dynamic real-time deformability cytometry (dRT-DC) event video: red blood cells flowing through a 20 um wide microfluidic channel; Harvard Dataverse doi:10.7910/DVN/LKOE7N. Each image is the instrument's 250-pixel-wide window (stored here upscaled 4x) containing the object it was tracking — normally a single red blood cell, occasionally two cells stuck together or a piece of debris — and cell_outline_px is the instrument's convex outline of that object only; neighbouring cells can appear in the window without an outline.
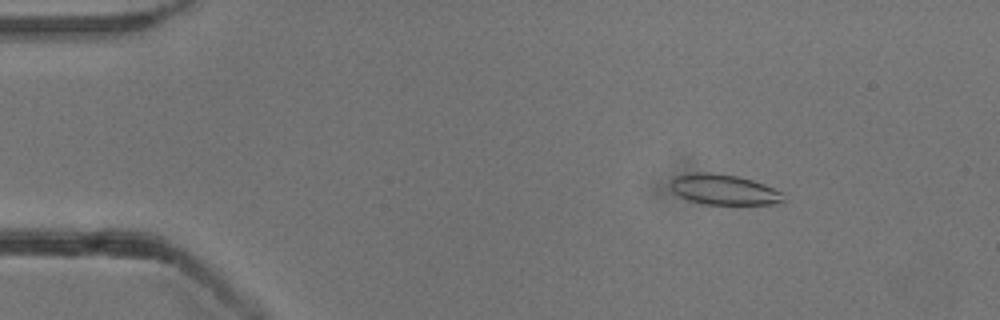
{"species": "common noctule bat (a hibernating species)", "species_latin": "Nyctalus noctula", "temperature_condition": "cold", "stored_images_in_passage": 51, "camera_frame_rate_fps": 3000, "um_per_image_px": 0.085, "animal": {"sex": "male", "body_mass_g": 13.3}, "frame": {"image": 1, "passage_image": 5, "time_ms": 1.333, "image_size_px": [1000, 320], "cell_outline_px": [[784, 204], [704, 204], [688, 200], [672, 192], [668, 184], [676, 176], [696, 172], [708, 172], [736, 176], [752, 180], [764, 184], [780, 192], [784, 200]], "centroid_in_image_um": [61.49, 16.12], "position_along_channel_um": 23.5, "area_um2": 19.94}}
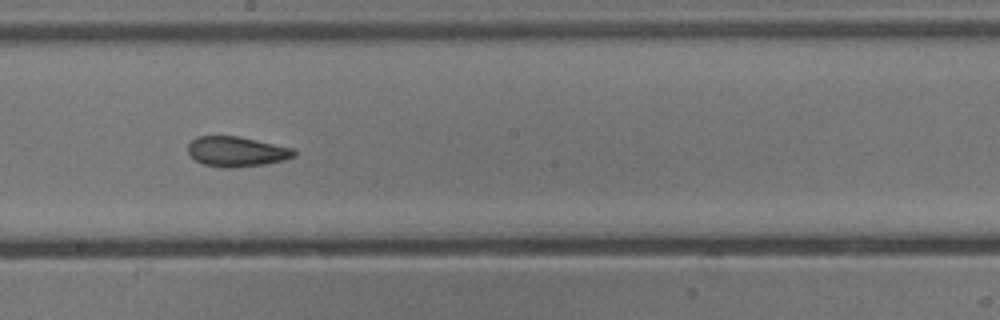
{"frame": {"image": 2, "passage_image": 27, "time_ms": 8.667, "image_size_px": [1000, 320], "cell_outline_px": [[296, 156], [284, 160], [264, 164], [228, 168], [224, 168], [204, 164], [196, 160], [188, 152], [188, 144], [196, 136], [240, 136], [292, 148], [296, 152]], "centroid_in_image_um": [20.11, 12.87], "position_along_channel_um": 228.1, "area_um2": 18.5}}
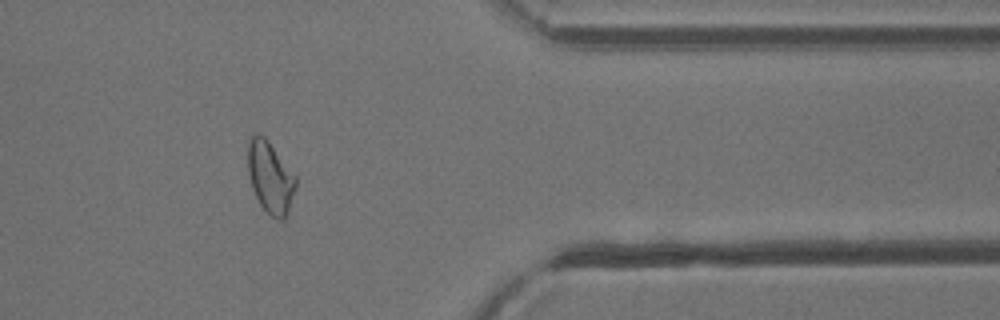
{"frame": {"image": 3, "passage_image": 41, "time_ms": 13.333, "image_size_px": [1000, 320], "cell_outline_px": [[296, 188], [288, 212], [284, 220], [280, 220], [272, 216], [260, 204], [252, 188], [248, 172], [248, 140], [256, 132], [260, 132], [268, 140], [296, 176]], "centroid_in_image_um": [22.97, 15.04], "position_along_channel_um": 388.4, "area_um2": 20.0}, "authors_computed_cell_mechanics": {"area_um2": 19.5942, "velocity_mm_per_s": 3.8524, "shape_relaxation_time_tau1_ms": null, "shape_relaxation_time_tau2_ms": 3.0601, "deformation_change_tau1": null, "deformation_change_tau2": 0.1064}}